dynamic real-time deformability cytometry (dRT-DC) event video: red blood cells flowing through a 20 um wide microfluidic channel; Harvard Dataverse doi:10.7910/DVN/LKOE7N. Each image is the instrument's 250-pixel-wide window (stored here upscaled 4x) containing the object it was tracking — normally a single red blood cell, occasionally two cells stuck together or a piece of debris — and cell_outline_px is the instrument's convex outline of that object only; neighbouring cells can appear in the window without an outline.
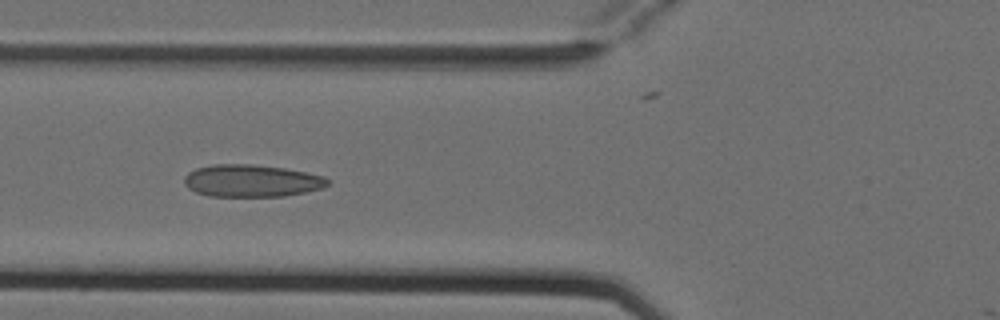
{"species": "Egyptian fruit bat (a non-hibernating species)", "species_latin": "Rousettus aegyptiacus", "temperature_condition": "cold", "stored_images_in_passage": 6, "camera_frame_rate_fps": 3000, "um_per_image_px": 0.085, "animal": {"sex": "female"}, "frame": {"image": 1, "passage_image": 5, "time_ms": 1.333, "image_size_px": [1000, 320], "cell_outline_px": [[332, 180], [324, 188], [284, 196], [208, 196], [196, 192], [188, 188], [184, 184], [184, 176], [188, 172], [196, 168], [212, 164], [252, 164], [284, 168], [324, 176]], "centroid_in_image_um": [21.38, 15.36], "position_along_channel_um": 104.4, "area_um2": 27.11}}
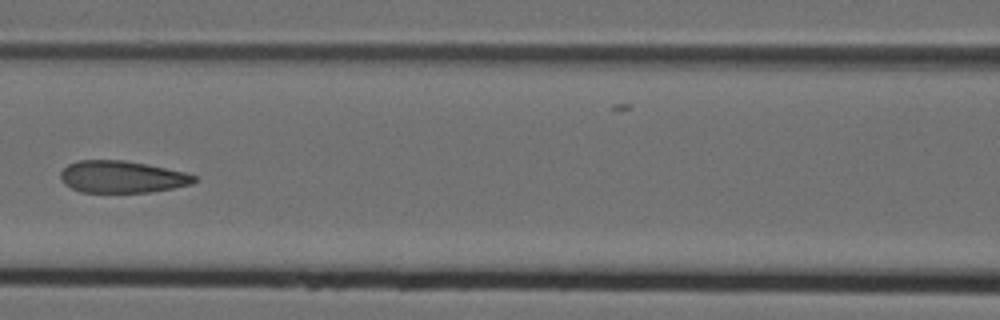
{"frame": {"image": 2, "passage_image": 6, "time_ms": 1.667, "image_size_px": [1000, 320], "cell_outline_px": [[200, 180], [192, 184], [172, 188], [148, 192], [80, 192], [64, 184], [60, 180], [60, 172], [68, 164], [76, 160], [124, 160], [148, 164], [184, 172], [200, 176]], "centroid_in_image_um": [10.39, 15.02], "position_along_channel_um": 156.2, "area_um2": 25.2}}